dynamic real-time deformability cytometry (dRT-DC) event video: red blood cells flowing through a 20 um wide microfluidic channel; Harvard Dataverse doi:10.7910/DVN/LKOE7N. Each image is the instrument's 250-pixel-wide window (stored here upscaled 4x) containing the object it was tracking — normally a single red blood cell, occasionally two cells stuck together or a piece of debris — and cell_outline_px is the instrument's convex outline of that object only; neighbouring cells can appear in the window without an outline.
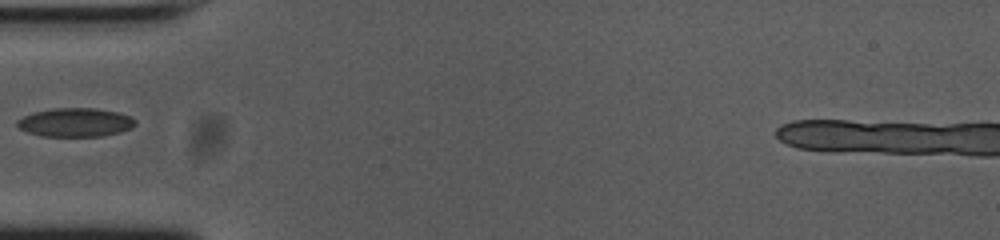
{"species": "common noctule bat (a hibernating species)", "species_latin": "Nyctalus noctula", "temperature_condition": "cold", "stored_images_in_passage": 34, "camera_frame_rate_fps": 3000, "um_per_image_px": 0.085, "animal": {"sex": "female", "body_mass_g": 23.0, "forearm_length_mm": 53.4}, "frame": {"image": 1, "passage_image": 1, "time_ms": 0.0, "image_size_px": [1000, 240], "cell_outline_px": [[136, 124], [132, 128], [120, 132], [100, 136], [40, 136], [28, 132], [20, 128], [16, 124], [16, 120], [32, 112], [52, 108], [96, 108], [116, 112], [132, 116], [136, 120]], "centroid_in_image_um": [6.41, 10.4], "position_along_channel_um": 78.6, "area_um2": 19.88}}
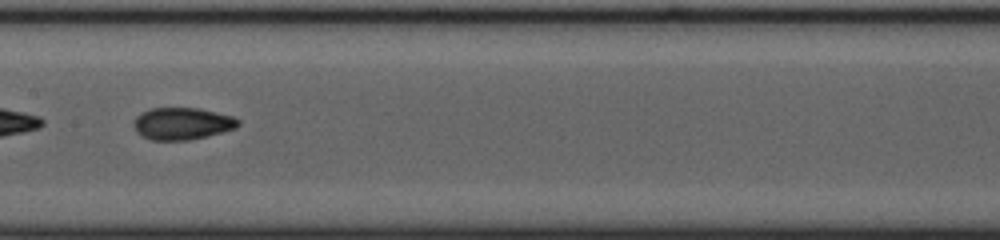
{"frame": {"image": 2, "passage_image": 10, "time_ms": 3.0, "image_size_px": [1000, 240], "cell_outline_px": [[240, 124], [236, 128], [188, 140], [152, 140], [136, 132], [132, 124], [136, 116], [140, 112], [152, 108], [200, 108], [232, 116], [240, 120]], "centroid_in_image_um": [15.46, 10.49], "position_along_channel_um": 191.9, "area_um2": 19.48}}